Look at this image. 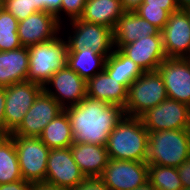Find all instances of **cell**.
Returning a JSON list of instances; mask_svg holds the SVG:
<instances>
[{
	"mask_svg": "<svg viewBox=\"0 0 190 190\" xmlns=\"http://www.w3.org/2000/svg\"><path fill=\"white\" fill-rule=\"evenodd\" d=\"M177 172L183 188L190 187V155L184 163L177 167Z\"/></svg>",
	"mask_w": 190,
	"mask_h": 190,
	"instance_id": "obj_35",
	"label": "cell"
},
{
	"mask_svg": "<svg viewBox=\"0 0 190 190\" xmlns=\"http://www.w3.org/2000/svg\"><path fill=\"white\" fill-rule=\"evenodd\" d=\"M86 83L75 71L65 66L52 75L43 90L65 109L79 104L87 96ZM49 85L53 86L55 91H52Z\"/></svg>",
	"mask_w": 190,
	"mask_h": 190,
	"instance_id": "obj_15",
	"label": "cell"
},
{
	"mask_svg": "<svg viewBox=\"0 0 190 190\" xmlns=\"http://www.w3.org/2000/svg\"><path fill=\"white\" fill-rule=\"evenodd\" d=\"M125 11L120 0H87L82 21L101 24L112 29Z\"/></svg>",
	"mask_w": 190,
	"mask_h": 190,
	"instance_id": "obj_22",
	"label": "cell"
},
{
	"mask_svg": "<svg viewBox=\"0 0 190 190\" xmlns=\"http://www.w3.org/2000/svg\"><path fill=\"white\" fill-rule=\"evenodd\" d=\"M31 190H66V189L59 188L57 186H53L47 183H39V184H33Z\"/></svg>",
	"mask_w": 190,
	"mask_h": 190,
	"instance_id": "obj_39",
	"label": "cell"
},
{
	"mask_svg": "<svg viewBox=\"0 0 190 190\" xmlns=\"http://www.w3.org/2000/svg\"><path fill=\"white\" fill-rule=\"evenodd\" d=\"M57 17L46 11H38L19 21L17 33L23 47L46 42L57 37L61 30Z\"/></svg>",
	"mask_w": 190,
	"mask_h": 190,
	"instance_id": "obj_16",
	"label": "cell"
},
{
	"mask_svg": "<svg viewBox=\"0 0 190 190\" xmlns=\"http://www.w3.org/2000/svg\"><path fill=\"white\" fill-rule=\"evenodd\" d=\"M39 138L49 149L70 148L74 142L67 112L64 110L50 121Z\"/></svg>",
	"mask_w": 190,
	"mask_h": 190,
	"instance_id": "obj_24",
	"label": "cell"
},
{
	"mask_svg": "<svg viewBox=\"0 0 190 190\" xmlns=\"http://www.w3.org/2000/svg\"><path fill=\"white\" fill-rule=\"evenodd\" d=\"M5 137H7V135H6L3 131L0 130V142H1Z\"/></svg>",
	"mask_w": 190,
	"mask_h": 190,
	"instance_id": "obj_42",
	"label": "cell"
},
{
	"mask_svg": "<svg viewBox=\"0 0 190 190\" xmlns=\"http://www.w3.org/2000/svg\"><path fill=\"white\" fill-rule=\"evenodd\" d=\"M4 9L21 21L31 14L41 11L36 5L28 0H4Z\"/></svg>",
	"mask_w": 190,
	"mask_h": 190,
	"instance_id": "obj_30",
	"label": "cell"
},
{
	"mask_svg": "<svg viewBox=\"0 0 190 190\" xmlns=\"http://www.w3.org/2000/svg\"><path fill=\"white\" fill-rule=\"evenodd\" d=\"M32 186L33 184L28 181L18 180L0 185V190H31Z\"/></svg>",
	"mask_w": 190,
	"mask_h": 190,
	"instance_id": "obj_36",
	"label": "cell"
},
{
	"mask_svg": "<svg viewBox=\"0 0 190 190\" xmlns=\"http://www.w3.org/2000/svg\"><path fill=\"white\" fill-rule=\"evenodd\" d=\"M4 1L0 0V12L4 9Z\"/></svg>",
	"mask_w": 190,
	"mask_h": 190,
	"instance_id": "obj_43",
	"label": "cell"
},
{
	"mask_svg": "<svg viewBox=\"0 0 190 190\" xmlns=\"http://www.w3.org/2000/svg\"><path fill=\"white\" fill-rule=\"evenodd\" d=\"M71 122L73 142L106 146L110 133L125 116L124 108L85 97L64 109Z\"/></svg>",
	"mask_w": 190,
	"mask_h": 190,
	"instance_id": "obj_1",
	"label": "cell"
},
{
	"mask_svg": "<svg viewBox=\"0 0 190 190\" xmlns=\"http://www.w3.org/2000/svg\"><path fill=\"white\" fill-rule=\"evenodd\" d=\"M86 89L89 98L125 107L128 89L105 70L89 79Z\"/></svg>",
	"mask_w": 190,
	"mask_h": 190,
	"instance_id": "obj_19",
	"label": "cell"
},
{
	"mask_svg": "<svg viewBox=\"0 0 190 190\" xmlns=\"http://www.w3.org/2000/svg\"><path fill=\"white\" fill-rule=\"evenodd\" d=\"M5 87H0V130L5 133Z\"/></svg>",
	"mask_w": 190,
	"mask_h": 190,
	"instance_id": "obj_37",
	"label": "cell"
},
{
	"mask_svg": "<svg viewBox=\"0 0 190 190\" xmlns=\"http://www.w3.org/2000/svg\"><path fill=\"white\" fill-rule=\"evenodd\" d=\"M180 9H190V0H176Z\"/></svg>",
	"mask_w": 190,
	"mask_h": 190,
	"instance_id": "obj_41",
	"label": "cell"
},
{
	"mask_svg": "<svg viewBox=\"0 0 190 190\" xmlns=\"http://www.w3.org/2000/svg\"><path fill=\"white\" fill-rule=\"evenodd\" d=\"M140 118L148 132L190 129V107L170 98L148 109Z\"/></svg>",
	"mask_w": 190,
	"mask_h": 190,
	"instance_id": "obj_8",
	"label": "cell"
},
{
	"mask_svg": "<svg viewBox=\"0 0 190 190\" xmlns=\"http://www.w3.org/2000/svg\"><path fill=\"white\" fill-rule=\"evenodd\" d=\"M100 178L110 190H133L148 180V164L109 159Z\"/></svg>",
	"mask_w": 190,
	"mask_h": 190,
	"instance_id": "obj_11",
	"label": "cell"
},
{
	"mask_svg": "<svg viewBox=\"0 0 190 190\" xmlns=\"http://www.w3.org/2000/svg\"><path fill=\"white\" fill-rule=\"evenodd\" d=\"M148 180L157 190H182L177 167L148 164Z\"/></svg>",
	"mask_w": 190,
	"mask_h": 190,
	"instance_id": "obj_27",
	"label": "cell"
},
{
	"mask_svg": "<svg viewBox=\"0 0 190 190\" xmlns=\"http://www.w3.org/2000/svg\"><path fill=\"white\" fill-rule=\"evenodd\" d=\"M19 21L8 11L0 12V51L22 47L17 33Z\"/></svg>",
	"mask_w": 190,
	"mask_h": 190,
	"instance_id": "obj_28",
	"label": "cell"
},
{
	"mask_svg": "<svg viewBox=\"0 0 190 190\" xmlns=\"http://www.w3.org/2000/svg\"><path fill=\"white\" fill-rule=\"evenodd\" d=\"M104 70L127 89L143 74L142 69L136 63L116 48L106 59Z\"/></svg>",
	"mask_w": 190,
	"mask_h": 190,
	"instance_id": "obj_25",
	"label": "cell"
},
{
	"mask_svg": "<svg viewBox=\"0 0 190 190\" xmlns=\"http://www.w3.org/2000/svg\"><path fill=\"white\" fill-rule=\"evenodd\" d=\"M141 5H148V7H161L167 10L170 14L180 9L176 0H143Z\"/></svg>",
	"mask_w": 190,
	"mask_h": 190,
	"instance_id": "obj_34",
	"label": "cell"
},
{
	"mask_svg": "<svg viewBox=\"0 0 190 190\" xmlns=\"http://www.w3.org/2000/svg\"><path fill=\"white\" fill-rule=\"evenodd\" d=\"M63 111L57 100L42 90L10 136L39 137L46 125Z\"/></svg>",
	"mask_w": 190,
	"mask_h": 190,
	"instance_id": "obj_10",
	"label": "cell"
},
{
	"mask_svg": "<svg viewBox=\"0 0 190 190\" xmlns=\"http://www.w3.org/2000/svg\"><path fill=\"white\" fill-rule=\"evenodd\" d=\"M43 90L30 81L15 83L5 88V134L9 136L23 121L35 98Z\"/></svg>",
	"mask_w": 190,
	"mask_h": 190,
	"instance_id": "obj_9",
	"label": "cell"
},
{
	"mask_svg": "<svg viewBox=\"0 0 190 190\" xmlns=\"http://www.w3.org/2000/svg\"><path fill=\"white\" fill-rule=\"evenodd\" d=\"M190 155V129L149 132L147 164L179 167Z\"/></svg>",
	"mask_w": 190,
	"mask_h": 190,
	"instance_id": "obj_3",
	"label": "cell"
},
{
	"mask_svg": "<svg viewBox=\"0 0 190 190\" xmlns=\"http://www.w3.org/2000/svg\"><path fill=\"white\" fill-rule=\"evenodd\" d=\"M72 32L68 37L69 50L91 49L99 55H110L114 50L113 32L107 26L80 19L70 20ZM74 30V31H73Z\"/></svg>",
	"mask_w": 190,
	"mask_h": 190,
	"instance_id": "obj_7",
	"label": "cell"
},
{
	"mask_svg": "<svg viewBox=\"0 0 190 190\" xmlns=\"http://www.w3.org/2000/svg\"><path fill=\"white\" fill-rule=\"evenodd\" d=\"M133 190H157V189L153 187V185L149 180H147L143 184H141L138 188H135Z\"/></svg>",
	"mask_w": 190,
	"mask_h": 190,
	"instance_id": "obj_40",
	"label": "cell"
},
{
	"mask_svg": "<svg viewBox=\"0 0 190 190\" xmlns=\"http://www.w3.org/2000/svg\"><path fill=\"white\" fill-rule=\"evenodd\" d=\"M85 177L74 161L70 148L50 149L44 183L68 190Z\"/></svg>",
	"mask_w": 190,
	"mask_h": 190,
	"instance_id": "obj_12",
	"label": "cell"
},
{
	"mask_svg": "<svg viewBox=\"0 0 190 190\" xmlns=\"http://www.w3.org/2000/svg\"><path fill=\"white\" fill-rule=\"evenodd\" d=\"M32 5H36L41 11L54 14L61 23V2L62 0H28Z\"/></svg>",
	"mask_w": 190,
	"mask_h": 190,
	"instance_id": "obj_32",
	"label": "cell"
},
{
	"mask_svg": "<svg viewBox=\"0 0 190 190\" xmlns=\"http://www.w3.org/2000/svg\"><path fill=\"white\" fill-rule=\"evenodd\" d=\"M109 56L110 55H99L87 48L83 50H69L67 66L87 82L104 70L106 59Z\"/></svg>",
	"mask_w": 190,
	"mask_h": 190,
	"instance_id": "obj_23",
	"label": "cell"
},
{
	"mask_svg": "<svg viewBox=\"0 0 190 190\" xmlns=\"http://www.w3.org/2000/svg\"><path fill=\"white\" fill-rule=\"evenodd\" d=\"M86 1L87 0H62L61 12L68 15L69 21L79 19L84 12Z\"/></svg>",
	"mask_w": 190,
	"mask_h": 190,
	"instance_id": "obj_31",
	"label": "cell"
},
{
	"mask_svg": "<svg viewBox=\"0 0 190 190\" xmlns=\"http://www.w3.org/2000/svg\"><path fill=\"white\" fill-rule=\"evenodd\" d=\"M23 180L13 138L9 135L0 142V185Z\"/></svg>",
	"mask_w": 190,
	"mask_h": 190,
	"instance_id": "obj_26",
	"label": "cell"
},
{
	"mask_svg": "<svg viewBox=\"0 0 190 190\" xmlns=\"http://www.w3.org/2000/svg\"><path fill=\"white\" fill-rule=\"evenodd\" d=\"M66 39L55 37L46 42L28 46L29 71L27 81L42 87L60 69L67 66L68 42Z\"/></svg>",
	"mask_w": 190,
	"mask_h": 190,
	"instance_id": "obj_4",
	"label": "cell"
},
{
	"mask_svg": "<svg viewBox=\"0 0 190 190\" xmlns=\"http://www.w3.org/2000/svg\"><path fill=\"white\" fill-rule=\"evenodd\" d=\"M182 190H190V187H188V188H183Z\"/></svg>",
	"mask_w": 190,
	"mask_h": 190,
	"instance_id": "obj_44",
	"label": "cell"
},
{
	"mask_svg": "<svg viewBox=\"0 0 190 190\" xmlns=\"http://www.w3.org/2000/svg\"><path fill=\"white\" fill-rule=\"evenodd\" d=\"M68 190H110L100 177H85L79 184Z\"/></svg>",
	"mask_w": 190,
	"mask_h": 190,
	"instance_id": "obj_33",
	"label": "cell"
},
{
	"mask_svg": "<svg viewBox=\"0 0 190 190\" xmlns=\"http://www.w3.org/2000/svg\"><path fill=\"white\" fill-rule=\"evenodd\" d=\"M28 63L27 47L0 51V87L6 88L15 83L27 81Z\"/></svg>",
	"mask_w": 190,
	"mask_h": 190,
	"instance_id": "obj_20",
	"label": "cell"
},
{
	"mask_svg": "<svg viewBox=\"0 0 190 190\" xmlns=\"http://www.w3.org/2000/svg\"><path fill=\"white\" fill-rule=\"evenodd\" d=\"M134 12L160 31L167 24L170 15L167 10L161 7H148V5H140Z\"/></svg>",
	"mask_w": 190,
	"mask_h": 190,
	"instance_id": "obj_29",
	"label": "cell"
},
{
	"mask_svg": "<svg viewBox=\"0 0 190 190\" xmlns=\"http://www.w3.org/2000/svg\"><path fill=\"white\" fill-rule=\"evenodd\" d=\"M124 11L134 12L142 3L143 0H120Z\"/></svg>",
	"mask_w": 190,
	"mask_h": 190,
	"instance_id": "obj_38",
	"label": "cell"
},
{
	"mask_svg": "<svg viewBox=\"0 0 190 190\" xmlns=\"http://www.w3.org/2000/svg\"><path fill=\"white\" fill-rule=\"evenodd\" d=\"M11 137L15 143L23 180L32 184L44 183L50 149L39 137Z\"/></svg>",
	"mask_w": 190,
	"mask_h": 190,
	"instance_id": "obj_6",
	"label": "cell"
},
{
	"mask_svg": "<svg viewBox=\"0 0 190 190\" xmlns=\"http://www.w3.org/2000/svg\"><path fill=\"white\" fill-rule=\"evenodd\" d=\"M70 149L74 161L86 177L101 176L109 160L106 146L74 142Z\"/></svg>",
	"mask_w": 190,
	"mask_h": 190,
	"instance_id": "obj_21",
	"label": "cell"
},
{
	"mask_svg": "<svg viewBox=\"0 0 190 190\" xmlns=\"http://www.w3.org/2000/svg\"><path fill=\"white\" fill-rule=\"evenodd\" d=\"M148 135L140 117L125 115L108 137L106 150L109 159L145 162Z\"/></svg>",
	"mask_w": 190,
	"mask_h": 190,
	"instance_id": "obj_2",
	"label": "cell"
},
{
	"mask_svg": "<svg viewBox=\"0 0 190 190\" xmlns=\"http://www.w3.org/2000/svg\"><path fill=\"white\" fill-rule=\"evenodd\" d=\"M161 33L168 58H190V9L171 13Z\"/></svg>",
	"mask_w": 190,
	"mask_h": 190,
	"instance_id": "obj_13",
	"label": "cell"
},
{
	"mask_svg": "<svg viewBox=\"0 0 190 190\" xmlns=\"http://www.w3.org/2000/svg\"><path fill=\"white\" fill-rule=\"evenodd\" d=\"M113 32L114 48L121 49L125 44L149 37L162 35L161 31L135 12L125 11L118 19Z\"/></svg>",
	"mask_w": 190,
	"mask_h": 190,
	"instance_id": "obj_18",
	"label": "cell"
},
{
	"mask_svg": "<svg viewBox=\"0 0 190 190\" xmlns=\"http://www.w3.org/2000/svg\"><path fill=\"white\" fill-rule=\"evenodd\" d=\"M120 51L136 63L142 71L157 70L160 63L167 58L162 35H151L125 44Z\"/></svg>",
	"mask_w": 190,
	"mask_h": 190,
	"instance_id": "obj_17",
	"label": "cell"
},
{
	"mask_svg": "<svg viewBox=\"0 0 190 190\" xmlns=\"http://www.w3.org/2000/svg\"><path fill=\"white\" fill-rule=\"evenodd\" d=\"M167 96L190 107V58H166L157 69Z\"/></svg>",
	"mask_w": 190,
	"mask_h": 190,
	"instance_id": "obj_14",
	"label": "cell"
},
{
	"mask_svg": "<svg viewBox=\"0 0 190 190\" xmlns=\"http://www.w3.org/2000/svg\"><path fill=\"white\" fill-rule=\"evenodd\" d=\"M168 98L163 78L158 70L143 71L129 86L125 115L140 117L148 109L159 105Z\"/></svg>",
	"mask_w": 190,
	"mask_h": 190,
	"instance_id": "obj_5",
	"label": "cell"
}]
</instances>
